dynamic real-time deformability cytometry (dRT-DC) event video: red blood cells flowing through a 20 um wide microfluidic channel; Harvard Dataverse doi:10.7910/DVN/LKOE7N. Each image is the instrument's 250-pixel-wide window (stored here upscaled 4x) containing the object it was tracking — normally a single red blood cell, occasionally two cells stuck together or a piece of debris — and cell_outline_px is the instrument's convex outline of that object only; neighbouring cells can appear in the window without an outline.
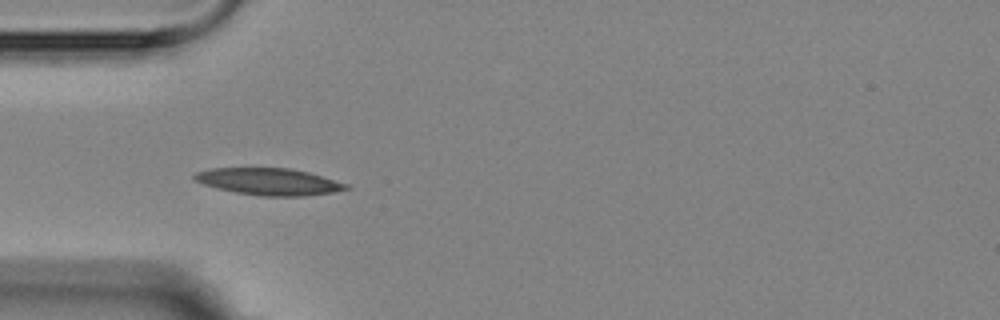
{"species": "Egyptian fruit bat (a non-hibernating species)", "species_latin": "Rousettus aegyptiacus", "temperature_condition": "room temperature", "stored_images_in_passage": 5, "camera_frame_rate_fps": 3000, "um_per_image_px": 0.085, "animal": {"sex": "female"}, "frame": {"image": 1, "passage_image": 4, "time_ms": 4.333, "image_size_px": [1000, 320], "cell_outline_px": [[352, 188], [332, 192], [304, 196], [260, 196], [236, 192], [216, 188], [192, 180], [192, 176], [196, 172], [212, 168], [292, 168], [308, 172], [348, 184]], "centroid_in_image_um": [22.84, 15.43], "position_along_channel_um": 62.2, "area_um2": 23.76}}
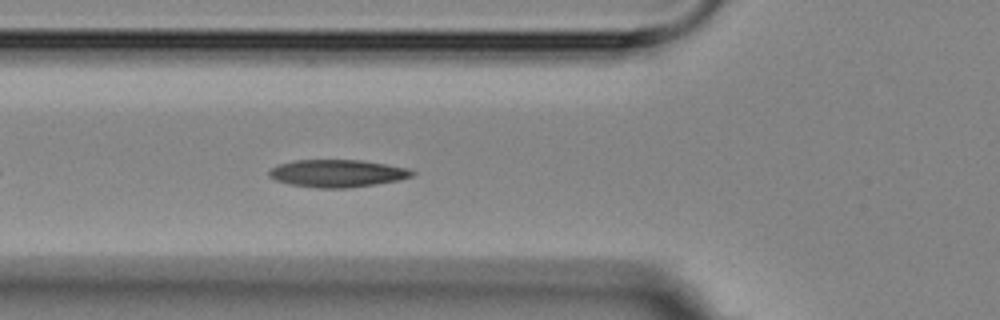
{"frame": {"image": 2, "passage_image": 5, "time_ms": 5.333, "image_size_px": [1000, 320], "cell_outline_px": [[416, 172], [412, 176], [400, 180], [376, 184], [348, 188], [316, 188], [288, 184], [276, 180], [268, 176], [268, 172], [276, 164], [292, 160], [360, 160], [408, 168]], "centroid_in_image_um": [28.64, 14.74], "position_along_channel_um": 97.2, "area_um2": 23.06}}